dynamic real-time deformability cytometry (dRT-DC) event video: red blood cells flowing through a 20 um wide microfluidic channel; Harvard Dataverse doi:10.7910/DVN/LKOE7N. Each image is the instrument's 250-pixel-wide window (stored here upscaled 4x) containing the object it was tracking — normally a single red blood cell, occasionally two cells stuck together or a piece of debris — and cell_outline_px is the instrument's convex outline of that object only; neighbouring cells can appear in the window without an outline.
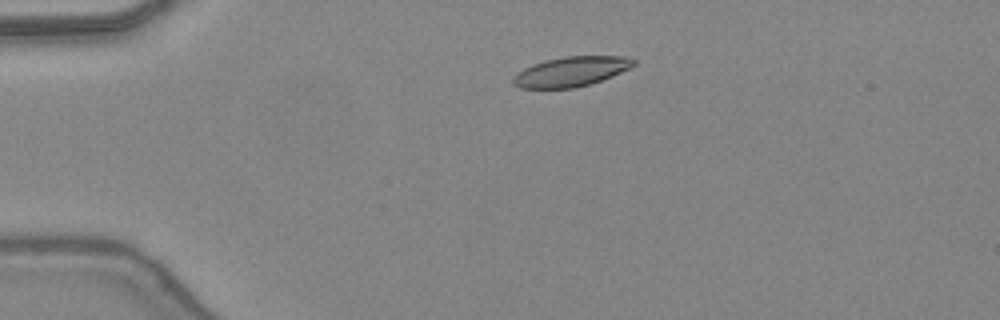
{"species": "common noctule bat (a hibernating species)", "species_latin": "Nyctalus noctula", "temperature_condition": "warm", "stored_images_in_passage": 37, "camera_frame_rate_fps": 3000, "um_per_image_px": 0.085, "animal": {"sex": "female", "body_mass_g": 24.6, "forearm_length_mm": 56.2}, "frame": {"image": 1, "passage_image": 1, "time_ms": 0.0, "image_size_px": [1000, 320], "cell_outline_px": [[636, 64], [612, 76], [588, 84], [572, 88], [520, 88], [512, 84], [512, 80], [524, 68], [532, 64], [544, 60], [564, 56], [628, 56], [636, 60]], "centroid_in_image_um": [48.54, 6.07], "position_along_channel_um": 36.5, "area_um2": 20.75}}
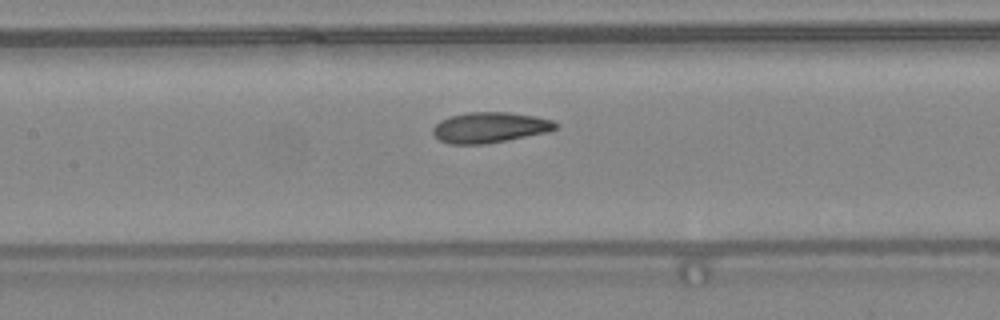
{"frame": {"image": 2, "passage_image": 13, "time_ms": 4.0, "image_size_px": [1000, 320], "cell_outline_px": [[556, 128], [548, 132], [508, 140], [484, 144], [448, 144], [440, 140], [432, 132], [432, 128], [440, 120], [448, 116], [468, 112], [508, 112], [536, 116], [552, 120], [556, 124]], "centroid_in_image_um": [41.61, 10.83], "position_along_channel_um": 165.8, "area_um2": 21.91}}
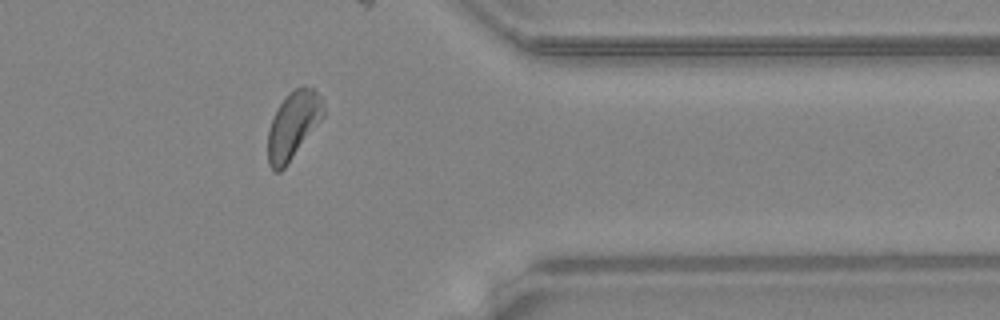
{"frame": {"image": 3, "passage_image": 29, "time_ms": 9.333, "image_size_px": [1000, 320], "cell_outline_px": [[324, 116], [284, 168], [280, 172], [272, 172], [268, 164], [268, 132], [272, 120], [280, 104], [288, 92], [304, 84], [312, 88], [320, 96], [324, 108]], "centroid_in_image_um": [24.91, 10.64], "position_along_channel_um": 386.5, "area_um2": 21.56}, "authors_computed_cell_mechanics": {"area_um2": 21.675, "velocity_mm_per_s": 4.3947, "shape_relaxation_time_tau1_ms": 5.1125, "shape_relaxation_time_tau2_ms": 2.0597, "deformation_change_tau1": 0.1513, "deformation_change_tau2": 0.092}}